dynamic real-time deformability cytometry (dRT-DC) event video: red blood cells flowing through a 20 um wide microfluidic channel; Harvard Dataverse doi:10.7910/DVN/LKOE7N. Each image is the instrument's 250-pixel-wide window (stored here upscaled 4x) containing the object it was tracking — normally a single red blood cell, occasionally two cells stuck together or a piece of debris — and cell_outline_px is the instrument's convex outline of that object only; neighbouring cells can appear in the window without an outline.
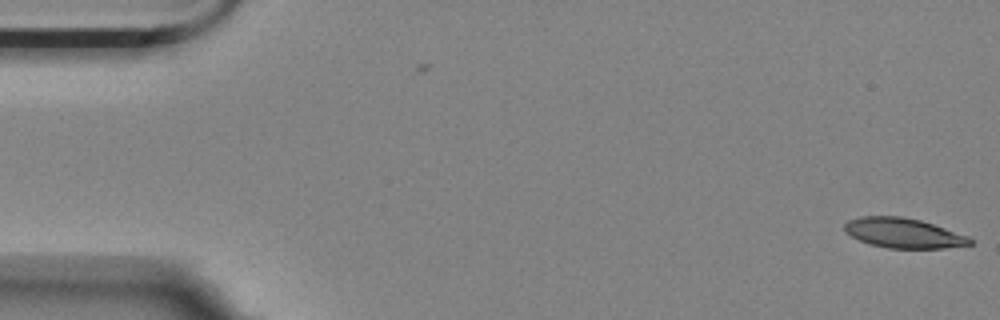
{"species": "Egyptian fruit bat (a non-hibernating species)", "species_latin": "Rousettus aegyptiacus", "temperature_condition": "room temperature", "stored_images_in_passage": 5, "camera_frame_rate_fps": 3000, "um_per_image_px": 0.085, "animal": {"sex": "female"}, "frame": {"image": 1, "passage_image": 5, "time_ms": 1.333, "image_size_px": [1000, 320], "cell_outline_px": [[972, 244], [944, 248], [888, 248], [868, 244], [844, 232], [844, 224], [848, 220], [860, 216], [900, 216], [920, 220], [968, 236], [972, 240]], "centroid_in_image_um": [76.75, 19.81], "position_along_channel_um": 8.3, "area_um2": 21.73}}